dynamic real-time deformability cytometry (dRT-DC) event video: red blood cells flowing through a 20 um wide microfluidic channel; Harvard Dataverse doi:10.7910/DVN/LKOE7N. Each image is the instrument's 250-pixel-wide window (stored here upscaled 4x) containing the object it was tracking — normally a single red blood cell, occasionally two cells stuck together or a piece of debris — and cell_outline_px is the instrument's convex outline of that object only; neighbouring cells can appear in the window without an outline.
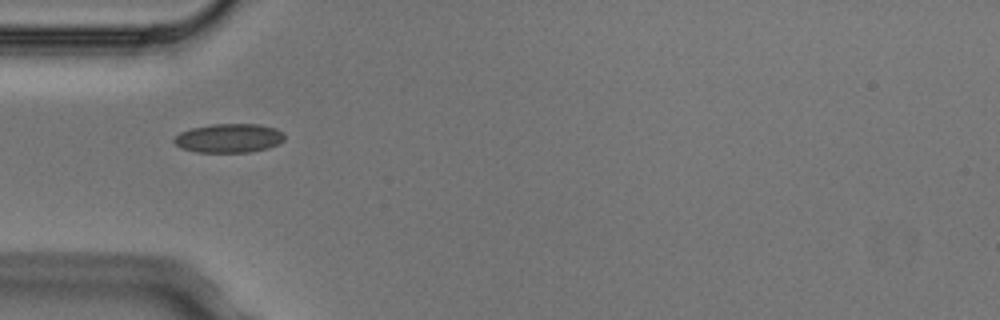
{"species": "Egyptian fruit bat (a non-hibernating species)", "species_latin": "Rousettus aegyptiacus", "temperature_condition": "cold", "stored_images_in_passage": 4, "camera_frame_rate_fps": 3000, "um_per_image_px": 0.085, "animal": {"sex": "male"}, "frame": {"image": 1, "passage_image": 2, "time_ms": 0.333, "image_size_px": [1000, 320], "cell_outline_px": [[284, 140], [268, 148], [248, 152], [196, 152], [180, 148], [172, 140], [180, 132], [192, 128], [212, 124], [260, 124], [276, 128], [284, 132]], "centroid_in_image_um": [19.46, 11.74], "position_along_channel_um": 65.5, "area_um2": 18.67}}
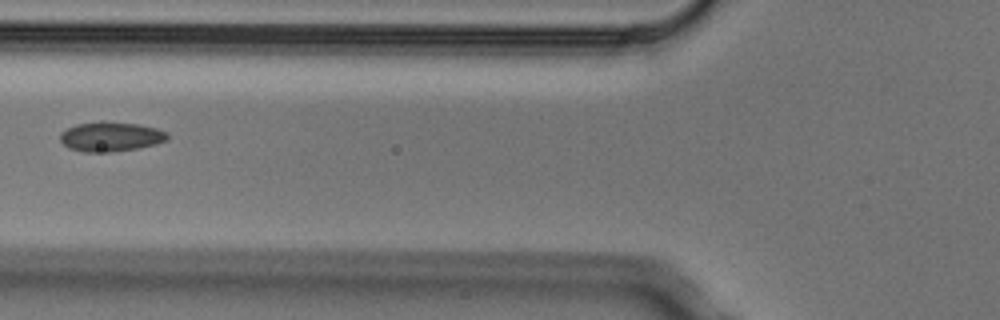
{"frame": {"image": 2, "passage_image": 3, "time_ms": 0.667, "image_size_px": [1000, 320], "cell_outline_px": [[168, 140], [156, 144], [136, 148], [108, 152], [84, 152], [68, 148], [60, 140], [60, 132], [76, 124], [100, 120], [104, 120], [140, 124], [156, 128], [168, 132]], "centroid_in_image_um": [9.41, 11.59], "position_along_channel_um": 116.4, "area_um2": 18.79}}
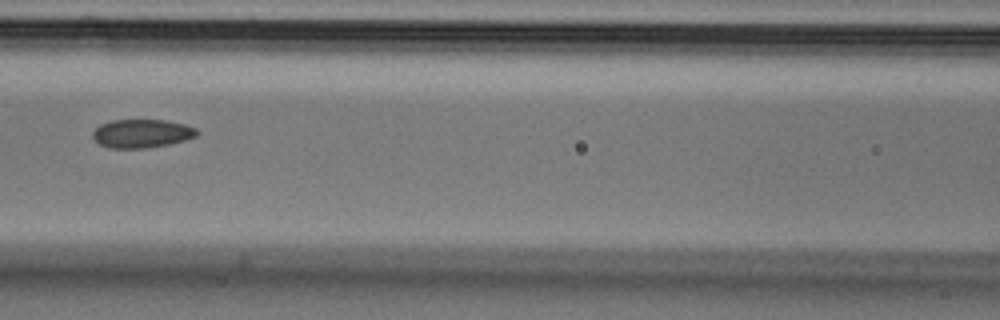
{"frame": {"image": 3, "passage_image": 4, "time_ms": 1.0, "image_size_px": [1000, 320], "cell_outline_px": [[200, 132], [196, 136], [184, 140], [168, 144], [144, 148], [108, 148], [100, 144], [92, 136], [92, 132], [100, 124], [112, 120], [164, 120], [184, 124], [196, 128]], "centroid_in_image_um": [12.04, 11.34], "position_along_channel_um": 154.6, "area_um2": 17.22}}